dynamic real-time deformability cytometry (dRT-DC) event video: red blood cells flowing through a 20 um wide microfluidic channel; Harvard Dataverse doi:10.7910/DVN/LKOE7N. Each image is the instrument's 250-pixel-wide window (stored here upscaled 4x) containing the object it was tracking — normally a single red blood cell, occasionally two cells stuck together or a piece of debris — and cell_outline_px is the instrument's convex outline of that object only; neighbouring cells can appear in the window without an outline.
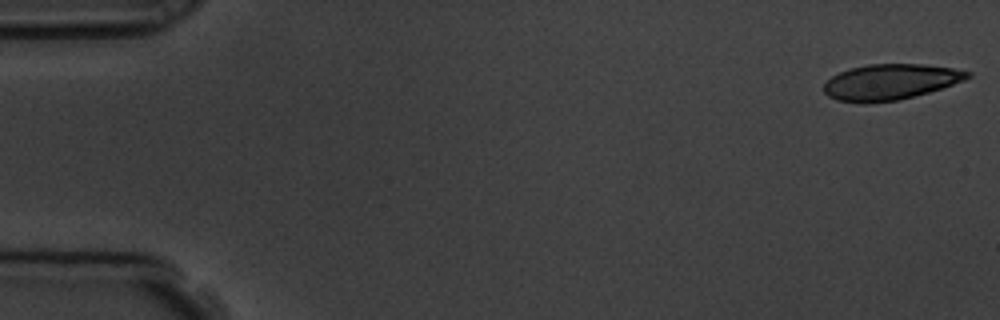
{"species": "common noctule bat (a hibernating species)", "species_latin": "Nyctalus noctula", "temperature_condition": "room temperature", "stored_images_in_passage": 11, "camera_frame_rate_fps": 3000, "um_per_image_px": 0.085, "animal": {"sex": "male", "body_mass_g": 19.5, "forearm_length_mm": 54.6}, "frame": {"image": 1, "passage_image": 1, "time_ms": 0.0, "image_size_px": [1000, 320], "cell_outline_px": [[972, 76], [964, 80], [928, 92], [896, 100], [836, 100], [828, 96], [824, 92], [824, 84], [832, 76], [840, 72], [852, 68], [868, 64], [920, 64], [952, 68], [972, 72]], "centroid_in_image_um": [75.71, 6.92], "position_along_channel_um": 9.3, "area_um2": 28.78}}